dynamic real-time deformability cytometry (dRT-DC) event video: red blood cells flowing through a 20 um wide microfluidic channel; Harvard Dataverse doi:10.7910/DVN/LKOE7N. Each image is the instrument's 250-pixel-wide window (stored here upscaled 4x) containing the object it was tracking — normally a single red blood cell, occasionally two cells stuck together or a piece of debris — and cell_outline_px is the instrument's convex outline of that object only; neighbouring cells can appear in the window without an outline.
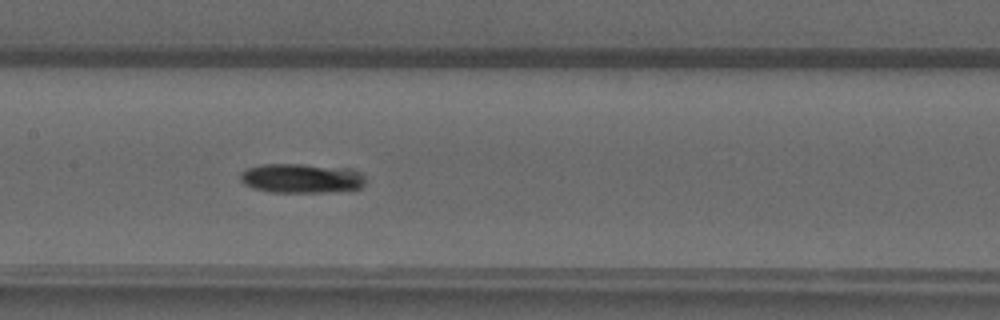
{"species": "common noctule bat (a hibernating species)", "species_latin": "Nyctalus noctula", "temperature_condition": "warm", "stored_images_in_passage": 41, "camera_frame_rate_fps": 3000, "um_per_image_px": 0.085, "animal": {"sex": "male", "forearm_length_mm": 52.5}, "frame": {"image": 1, "passage_image": 17, "time_ms": 5.333, "image_size_px": [1000, 320], "cell_outline_px": [[364, 184], [360, 188], [328, 192], [272, 192], [252, 188], [244, 184], [240, 180], [240, 176], [248, 168], [264, 164], [300, 164], [352, 168], [360, 172], [364, 176]], "centroid_in_image_um": [25.65, 15.15], "position_along_channel_um": 181.8, "area_um2": 21.44}}
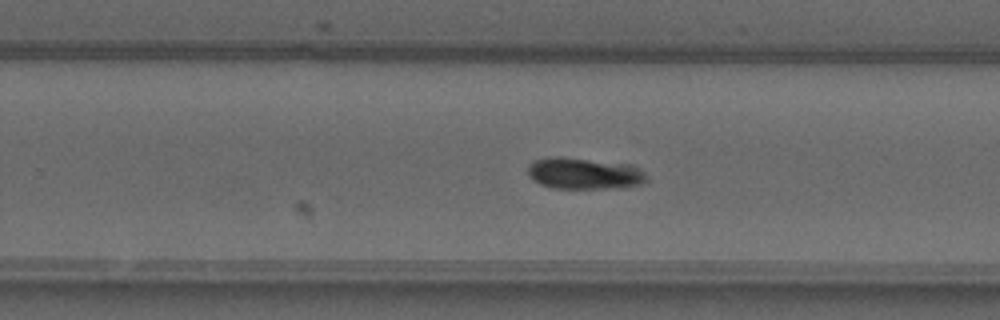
{"frame": {"image": 2, "passage_image": 24, "time_ms": 7.667, "image_size_px": [1000, 320], "cell_outline_px": [[648, 180], [640, 184], [608, 188], [552, 188], [540, 184], [532, 180], [528, 176], [528, 164], [532, 160], [548, 156], [564, 156], [632, 164], [640, 168], [648, 176]], "centroid_in_image_um": [49.61, 14.71], "position_along_channel_um": 280.2, "area_um2": 22.25}}
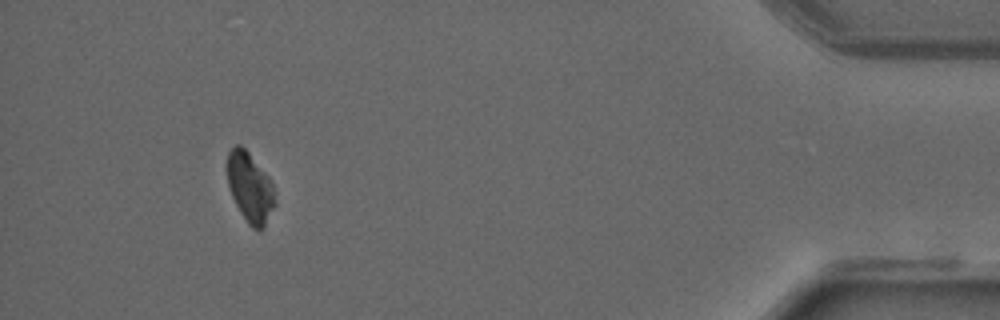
{"frame": {"image": 3, "passage_image": 38, "time_ms": 12.333, "image_size_px": [1000, 320], "cell_outline_px": [[276, 204], [264, 228], [252, 228], [248, 224], [240, 212], [232, 196], [228, 184], [228, 152], [236, 144], [240, 144], [248, 152], [268, 176], [272, 184]], "centroid_in_image_um": [21.26, 15.95], "position_along_channel_um": 413.9, "area_um2": 19.13}}